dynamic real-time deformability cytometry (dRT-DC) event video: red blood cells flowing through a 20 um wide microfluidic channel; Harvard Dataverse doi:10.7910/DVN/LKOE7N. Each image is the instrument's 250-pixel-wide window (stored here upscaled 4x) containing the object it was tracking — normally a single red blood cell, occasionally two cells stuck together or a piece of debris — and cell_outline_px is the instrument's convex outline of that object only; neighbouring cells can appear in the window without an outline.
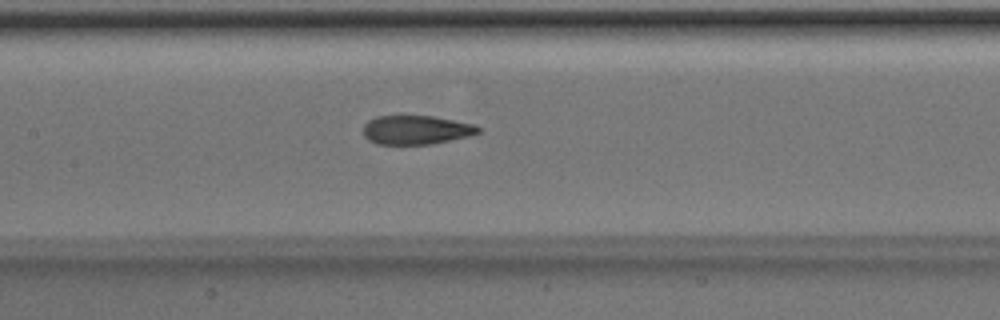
{"species": "Egyptian fruit bat (a non-hibernating species)", "species_latin": "Rousettus aegyptiacus", "temperature_condition": "room temperature", "stored_images_in_passage": 50, "camera_frame_rate_fps": 3000, "um_per_image_px": 0.085, "animal": {"sex": "male"}, "frame": {"image": 1, "passage_image": 24, "time_ms": 7.667, "image_size_px": [1000, 320], "cell_outline_px": [[480, 132], [468, 136], [432, 144], [376, 144], [368, 140], [364, 136], [364, 124], [368, 120], [376, 116], [400, 112], [432, 116], [476, 124], [480, 128]], "centroid_in_image_um": [35.32, 10.99], "position_along_channel_um": 172.1, "area_um2": 20.23}}
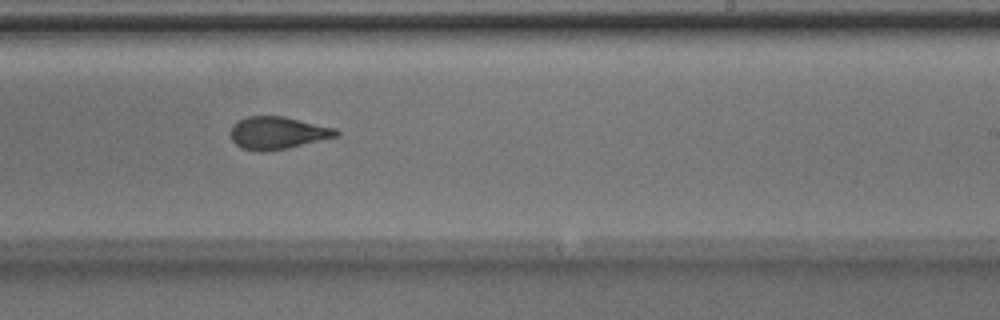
{"frame": {"image": 2, "passage_image": 31, "time_ms": 10.0, "image_size_px": [1000, 320], "cell_outline_px": [[340, 136], [288, 148], [264, 152], [260, 152], [240, 148], [232, 140], [228, 132], [232, 124], [236, 120], [248, 116], [284, 116], [336, 128], [340, 132]], "centroid_in_image_um": [23.57, 11.3], "position_along_channel_um": 265.4, "area_um2": 20.46}}
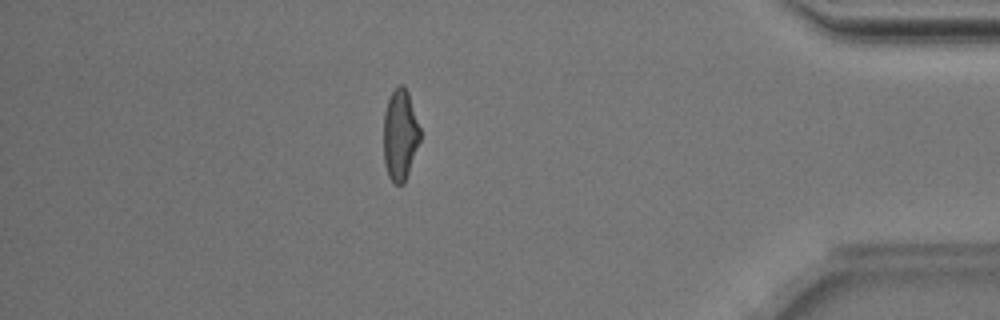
{"frame": {"image": 3, "passage_image": 44, "time_ms": 14.333, "image_size_px": [1000, 320], "cell_outline_px": [[420, 140], [404, 184], [396, 184], [388, 176], [384, 164], [384, 112], [388, 100], [392, 92], [400, 84], [404, 84], [408, 92], [420, 128]], "centroid_in_image_um": [34.0, 11.46], "position_along_channel_um": 401.2, "area_um2": 19.25}, "authors_computed_cell_mechanics": {"area_um2": 20.1722, "velocity_mm_per_s": 4.0249, "shape_relaxation_time_tau1_ms": 4.3307, "shape_relaxation_time_tau2_ms": 1.2074, "deformation_change_tau1": 0.1671, "deformation_change_tau2": 0.0787}}